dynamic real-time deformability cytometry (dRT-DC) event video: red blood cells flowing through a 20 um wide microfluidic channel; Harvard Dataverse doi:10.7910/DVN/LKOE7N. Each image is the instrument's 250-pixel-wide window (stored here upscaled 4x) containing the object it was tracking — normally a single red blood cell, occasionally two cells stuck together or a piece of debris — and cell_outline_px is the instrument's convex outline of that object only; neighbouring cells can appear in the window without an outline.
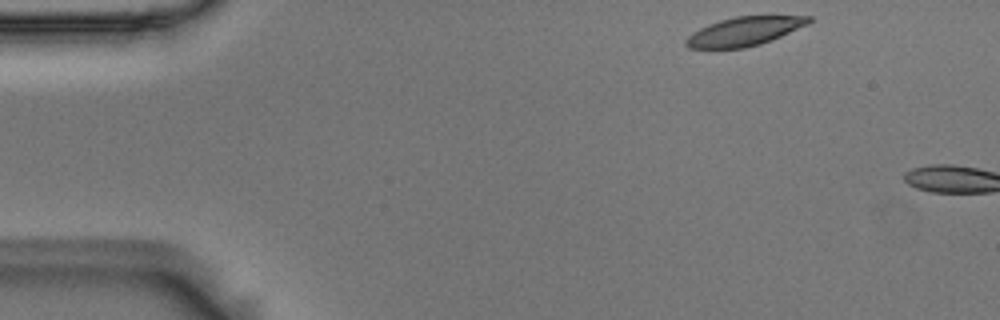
{"species": "Egyptian fruit bat (a non-hibernating species)", "species_latin": "Rousettus aegyptiacus", "temperature_condition": "room temperature", "stored_images_in_passage": 9, "camera_frame_rate_fps": 3000, "um_per_image_px": 0.085, "animal": {"sex": "male"}, "frame": {"image": 1, "passage_image": 1, "time_ms": 0.0, "image_size_px": [1000, 320], "cell_outline_px": [[812, 20], [808, 24], [772, 40], [760, 44], [744, 48], [688, 48], [684, 44], [684, 40], [692, 32], [708, 24], [720, 20], [736, 16], [812, 16]], "centroid_in_image_um": [63.25, 2.67], "position_along_channel_um": 21.8, "area_um2": 20.58}}